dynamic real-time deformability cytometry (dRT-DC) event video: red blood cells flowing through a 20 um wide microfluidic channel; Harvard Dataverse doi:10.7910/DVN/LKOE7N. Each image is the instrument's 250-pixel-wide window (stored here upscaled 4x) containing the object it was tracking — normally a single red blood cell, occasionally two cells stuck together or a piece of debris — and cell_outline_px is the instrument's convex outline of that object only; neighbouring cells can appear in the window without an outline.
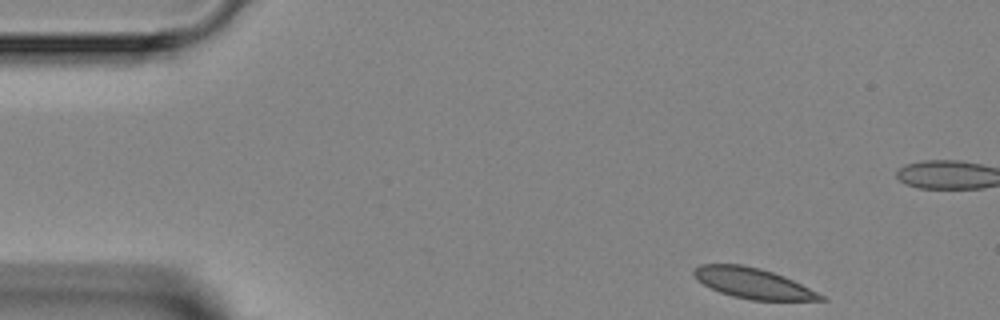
{"species": "Egyptian fruit bat (a non-hibernating species)", "species_latin": "Rousettus aegyptiacus", "temperature_condition": "room temperature", "stored_images_in_passage": 4, "segment_of_instrument_passage": [1, 2], "camera_frame_rate_fps": 3000, "um_per_image_px": 0.085, "animal": {"sex": "female"}, "frame": {"image": 1, "passage_image": 1, "time_ms": 0.0, "image_size_px": [1000, 320], "cell_outline_px": [[828, 300], [752, 300], [732, 296], [720, 292], [696, 280], [692, 272], [692, 268], [700, 264], [740, 264], [760, 268], [784, 276], [824, 296]], "centroid_in_image_um": [63.94, 24.06], "position_along_channel_um": 21.1, "area_um2": 22.31}}